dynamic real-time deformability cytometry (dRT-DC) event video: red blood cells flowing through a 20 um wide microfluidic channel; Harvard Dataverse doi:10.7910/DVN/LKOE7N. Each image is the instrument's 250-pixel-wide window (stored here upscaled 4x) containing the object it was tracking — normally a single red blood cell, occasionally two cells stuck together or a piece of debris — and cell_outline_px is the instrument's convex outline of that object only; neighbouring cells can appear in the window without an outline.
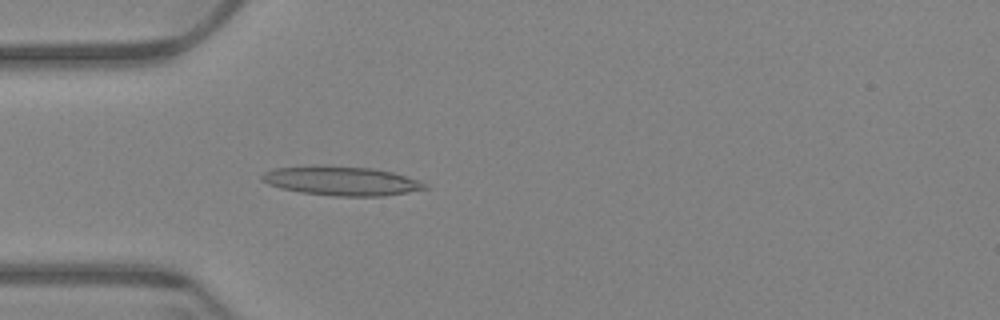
{"species": "Egyptian fruit bat (a non-hibernating species)", "species_latin": "Rousettus aegyptiacus", "temperature_condition": "warm", "stored_images_in_passage": 59, "camera_frame_rate_fps": 3000, "um_per_image_px": 0.085, "animal": {"sex": "female"}, "frame": {"image": 1, "passage_image": 17, "time_ms": 5.333, "image_size_px": [1000, 320], "cell_outline_px": [[428, 188], [408, 192], [384, 196], [332, 196], [300, 192], [280, 188], [268, 184], [260, 180], [260, 176], [264, 172], [276, 168], [372, 168], [392, 172], [420, 180], [428, 184]], "centroid_in_image_um": [29.08, 15.43], "position_along_channel_um": 55.9, "area_um2": 26.7}}
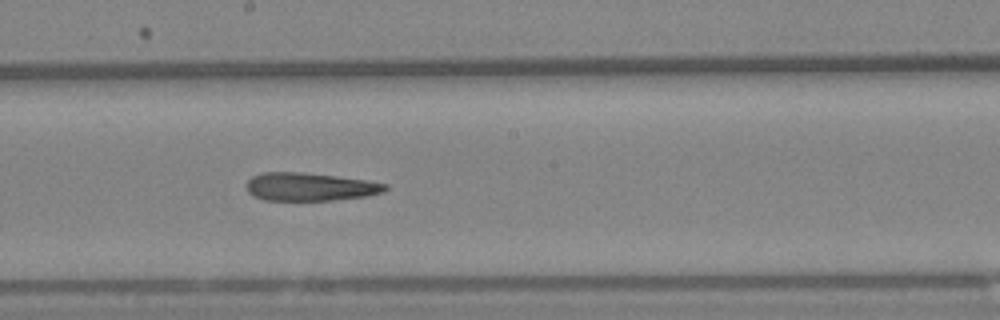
{"frame": {"image": 2, "passage_image": 32, "time_ms": 10.333, "image_size_px": [1000, 320], "cell_outline_px": [[388, 188], [384, 192], [368, 196], [332, 200], [264, 200], [252, 196], [248, 192], [248, 180], [252, 176], [264, 172], [300, 172], [336, 176], [364, 180], [388, 184]], "centroid_in_image_um": [26.35, 15.88], "position_along_channel_um": 221.8, "area_um2": 22.66}}
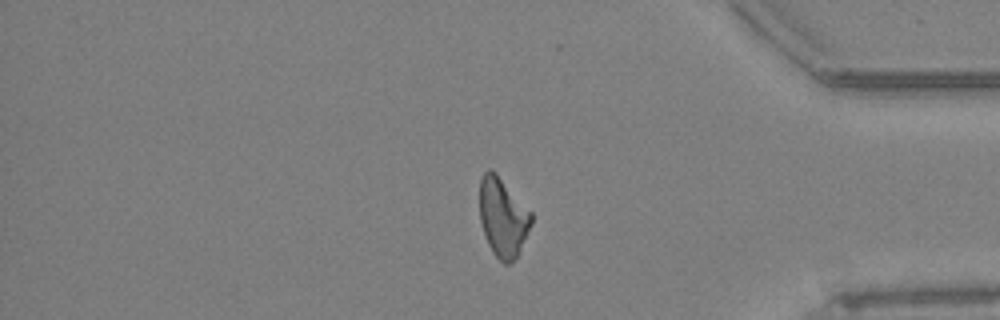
{"frame": {"image": 3, "passage_image": 49, "time_ms": 16.0, "image_size_px": [1000, 320], "cell_outline_px": [[532, 224], [516, 256], [508, 264], [504, 264], [492, 252], [488, 244], [480, 220], [480, 180], [484, 172], [488, 168], [492, 168], [496, 172], [532, 212]], "centroid_in_image_um": [42.74, 18.43], "position_along_channel_um": 392.5, "area_um2": 23.64}, "authors_computed_cell_mechanics": {"area_um2": 24.1604, "velocity_mm_per_s": 3.4336, "shape_relaxation_time_tau1_ms": null, "shape_relaxation_time_tau2_ms": 8.6653, "deformation_change_tau1": null, "deformation_change_tau2": 0.2414}}